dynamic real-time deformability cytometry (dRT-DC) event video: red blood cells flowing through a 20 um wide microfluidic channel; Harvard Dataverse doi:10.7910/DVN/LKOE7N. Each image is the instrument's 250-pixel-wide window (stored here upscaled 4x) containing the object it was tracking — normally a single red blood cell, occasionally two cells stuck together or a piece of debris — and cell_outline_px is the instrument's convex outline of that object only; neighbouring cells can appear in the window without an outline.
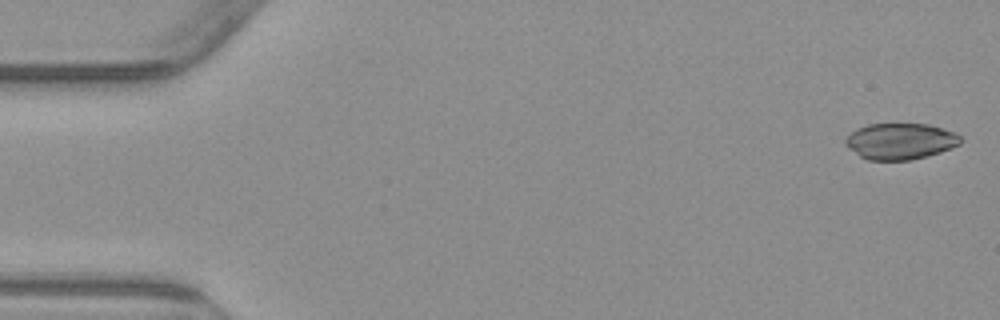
{"species": "common noctule bat (a hibernating species)", "species_latin": "Nyctalus noctula", "temperature_condition": "warm", "stored_images_in_passage": 4, "camera_frame_rate_fps": 3000, "um_per_image_px": 0.085, "animal": {"sex": "male", "body_mass_g": 23.1, "forearm_length_mm": 52.7}, "frame": {"image": 1, "passage_image": 1, "time_ms": 0.0, "image_size_px": [1000, 320], "cell_outline_px": [[964, 140], [960, 144], [940, 152], [908, 160], [868, 160], [860, 156], [848, 148], [844, 144], [844, 140], [856, 128], [868, 124], [928, 124], [956, 132]], "centroid_in_image_um": [76.53, 12.0], "position_along_channel_um": 8.5, "area_um2": 24.28}}
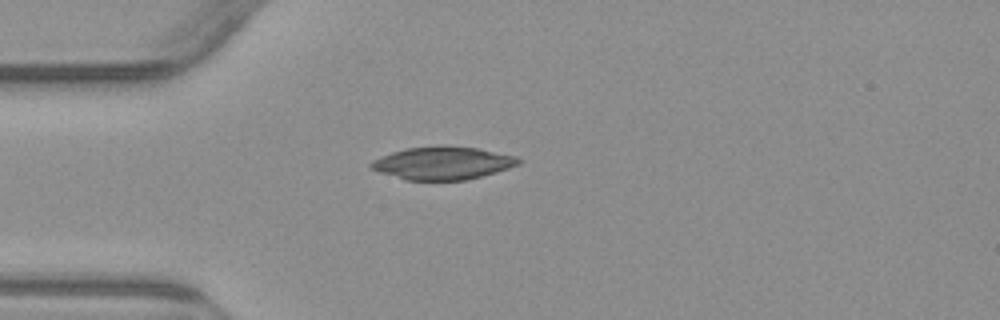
{"frame": {"image": 2, "passage_image": 4, "time_ms": 4.333, "image_size_px": [1000, 320], "cell_outline_px": [[524, 160], [520, 164], [496, 172], [464, 180], [404, 180], [380, 172], [372, 168], [368, 164], [372, 160], [380, 156], [404, 148], [476, 148], [516, 156]], "centroid_in_image_um": [37.62, 13.89], "position_along_channel_um": 47.4, "area_um2": 27.46}}